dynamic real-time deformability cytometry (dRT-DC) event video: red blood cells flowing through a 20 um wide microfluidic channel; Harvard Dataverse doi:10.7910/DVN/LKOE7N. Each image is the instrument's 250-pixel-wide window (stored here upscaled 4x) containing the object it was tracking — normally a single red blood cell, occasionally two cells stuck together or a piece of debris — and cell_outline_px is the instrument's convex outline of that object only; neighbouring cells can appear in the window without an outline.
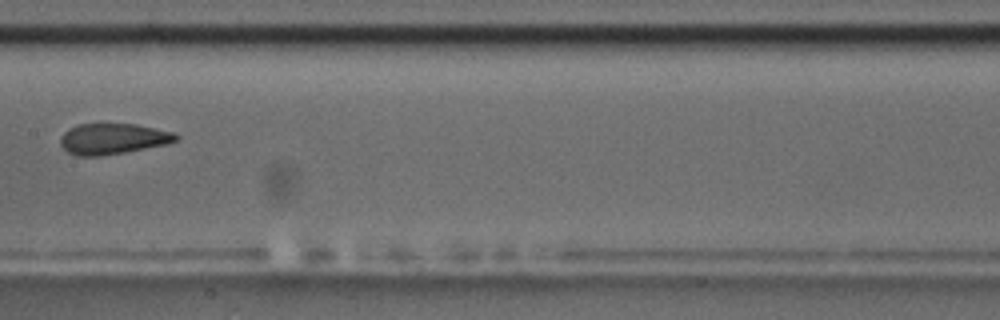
{"species": "common noctule bat (a hibernating species)", "species_latin": "Nyctalus noctula", "temperature_condition": "room temperature", "stored_images_in_passage": 9, "camera_frame_rate_fps": 3000, "um_per_image_px": 0.085, "animal": {"sex": "male", "body_mass_g": 17.5, "forearm_length_mm": 52.3}, "frame": {"image": 1, "passage_image": 9, "time_ms": 9.667, "image_size_px": [1000, 320], "cell_outline_px": [[180, 136], [176, 140], [168, 144], [124, 152], [100, 156], [76, 156], [68, 152], [60, 144], [60, 136], [68, 128], [76, 124], [136, 124], [176, 132]], "centroid_in_image_um": [9.6, 11.79], "position_along_channel_um": 197.8, "area_um2": 20.92}}